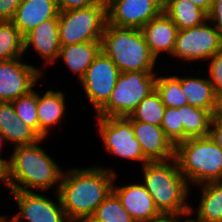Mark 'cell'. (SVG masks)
Returning <instances> with one entry per match:
<instances>
[{
  "label": "cell",
  "instance_id": "7402d4cb",
  "mask_svg": "<svg viewBox=\"0 0 222 222\" xmlns=\"http://www.w3.org/2000/svg\"><path fill=\"white\" fill-rule=\"evenodd\" d=\"M182 91L187 98L188 105L209 110L212 113L215 102V91L209 78L179 77Z\"/></svg>",
  "mask_w": 222,
  "mask_h": 222
},
{
  "label": "cell",
  "instance_id": "4dcf8cb0",
  "mask_svg": "<svg viewBox=\"0 0 222 222\" xmlns=\"http://www.w3.org/2000/svg\"><path fill=\"white\" fill-rule=\"evenodd\" d=\"M166 137L176 146L184 141V129L181 121V110L175 107H166L161 123Z\"/></svg>",
  "mask_w": 222,
  "mask_h": 222
},
{
  "label": "cell",
  "instance_id": "f546056e",
  "mask_svg": "<svg viewBox=\"0 0 222 222\" xmlns=\"http://www.w3.org/2000/svg\"><path fill=\"white\" fill-rule=\"evenodd\" d=\"M16 114L26 125L30 126L39 135V121L37 117V92L31 90L11 101Z\"/></svg>",
  "mask_w": 222,
  "mask_h": 222
},
{
  "label": "cell",
  "instance_id": "ee69618b",
  "mask_svg": "<svg viewBox=\"0 0 222 222\" xmlns=\"http://www.w3.org/2000/svg\"><path fill=\"white\" fill-rule=\"evenodd\" d=\"M1 222H8V221H7V217L4 218Z\"/></svg>",
  "mask_w": 222,
  "mask_h": 222
},
{
  "label": "cell",
  "instance_id": "8d00e7d4",
  "mask_svg": "<svg viewBox=\"0 0 222 222\" xmlns=\"http://www.w3.org/2000/svg\"><path fill=\"white\" fill-rule=\"evenodd\" d=\"M212 119L222 121V91L215 93V102L212 110Z\"/></svg>",
  "mask_w": 222,
  "mask_h": 222
},
{
  "label": "cell",
  "instance_id": "e575fe53",
  "mask_svg": "<svg viewBox=\"0 0 222 222\" xmlns=\"http://www.w3.org/2000/svg\"><path fill=\"white\" fill-rule=\"evenodd\" d=\"M208 20L219 30L222 35V0H213L212 8L208 13Z\"/></svg>",
  "mask_w": 222,
  "mask_h": 222
},
{
  "label": "cell",
  "instance_id": "ba28073f",
  "mask_svg": "<svg viewBox=\"0 0 222 222\" xmlns=\"http://www.w3.org/2000/svg\"><path fill=\"white\" fill-rule=\"evenodd\" d=\"M209 20L202 25L178 30L175 47L171 56L186 61L210 60L222 50V35Z\"/></svg>",
  "mask_w": 222,
  "mask_h": 222
},
{
  "label": "cell",
  "instance_id": "4316f807",
  "mask_svg": "<svg viewBox=\"0 0 222 222\" xmlns=\"http://www.w3.org/2000/svg\"><path fill=\"white\" fill-rule=\"evenodd\" d=\"M166 106L162 103L159 93L152 91L144 98L130 116L137 121L161 126Z\"/></svg>",
  "mask_w": 222,
  "mask_h": 222
},
{
  "label": "cell",
  "instance_id": "52a82bcc",
  "mask_svg": "<svg viewBox=\"0 0 222 222\" xmlns=\"http://www.w3.org/2000/svg\"><path fill=\"white\" fill-rule=\"evenodd\" d=\"M107 23V4L100 0L96 5L59 11L60 45L101 41Z\"/></svg>",
  "mask_w": 222,
  "mask_h": 222
},
{
  "label": "cell",
  "instance_id": "9c48e42d",
  "mask_svg": "<svg viewBox=\"0 0 222 222\" xmlns=\"http://www.w3.org/2000/svg\"><path fill=\"white\" fill-rule=\"evenodd\" d=\"M99 134L106 150L121 158L148 162L144 157L140 142L134 135L132 123L126 117L97 116Z\"/></svg>",
  "mask_w": 222,
  "mask_h": 222
},
{
  "label": "cell",
  "instance_id": "7bdbcfd3",
  "mask_svg": "<svg viewBox=\"0 0 222 222\" xmlns=\"http://www.w3.org/2000/svg\"><path fill=\"white\" fill-rule=\"evenodd\" d=\"M5 137L3 135V133L0 131V147L2 146V144L4 143ZM3 141V142H2ZM1 149V148H0ZM0 160H5L2 157L0 158Z\"/></svg>",
  "mask_w": 222,
  "mask_h": 222
},
{
  "label": "cell",
  "instance_id": "d4e9b609",
  "mask_svg": "<svg viewBox=\"0 0 222 222\" xmlns=\"http://www.w3.org/2000/svg\"><path fill=\"white\" fill-rule=\"evenodd\" d=\"M201 186L203 192L197 207V217L209 222H222V181Z\"/></svg>",
  "mask_w": 222,
  "mask_h": 222
},
{
  "label": "cell",
  "instance_id": "3957f363",
  "mask_svg": "<svg viewBox=\"0 0 222 222\" xmlns=\"http://www.w3.org/2000/svg\"><path fill=\"white\" fill-rule=\"evenodd\" d=\"M142 172L143 185L161 214H192L193 207L186 205L185 201L190 188L175 158L170 161H148L143 165Z\"/></svg>",
  "mask_w": 222,
  "mask_h": 222
},
{
  "label": "cell",
  "instance_id": "6da1fadb",
  "mask_svg": "<svg viewBox=\"0 0 222 222\" xmlns=\"http://www.w3.org/2000/svg\"><path fill=\"white\" fill-rule=\"evenodd\" d=\"M104 167L63 172L58 195L70 222H88L98 206L113 191L115 171Z\"/></svg>",
  "mask_w": 222,
  "mask_h": 222
},
{
  "label": "cell",
  "instance_id": "8992f818",
  "mask_svg": "<svg viewBox=\"0 0 222 222\" xmlns=\"http://www.w3.org/2000/svg\"><path fill=\"white\" fill-rule=\"evenodd\" d=\"M154 71L120 72L108 102L97 112L100 117H127L155 90Z\"/></svg>",
  "mask_w": 222,
  "mask_h": 222
},
{
  "label": "cell",
  "instance_id": "ac0fdd59",
  "mask_svg": "<svg viewBox=\"0 0 222 222\" xmlns=\"http://www.w3.org/2000/svg\"><path fill=\"white\" fill-rule=\"evenodd\" d=\"M25 52L32 45L46 63L54 64L58 60L60 42L58 18L41 22L24 37Z\"/></svg>",
  "mask_w": 222,
  "mask_h": 222
},
{
  "label": "cell",
  "instance_id": "484cf974",
  "mask_svg": "<svg viewBox=\"0 0 222 222\" xmlns=\"http://www.w3.org/2000/svg\"><path fill=\"white\" fill-rule=\"evenodd\" d=\"M24 36L11 21H0V61L22 58Z\"/></svg>",
  "mask_w": 222,
  "mask_h": 222
},
{
  "label": "cell",
  "instance_id": "7a4b0ae2",
  "mask_svg": "<svg viewBox=\"0 0 222 222\" xmlns=\"http://www.w3.org/2000/svg\"><path fill=\"white\" fill-rule=\"evenodd\" d=\"M15 146L7 167V181L10 191L33 189L47 190L57 184L56 192L63 171L38 143ZM30 189V190H29Z\"/></svg>",
  "mask_w": 222,
  "mask_h": 222
},
{
  "label": "cell",
  "instance_id": "8fae6325",
  "mask_svg": "<svg viewBox=\"0 0 222 222\" xmlns=\"http://www.w3.org/2000/svg\"><path fill=\"white\" fill-rule=\"evenodd\" d=\"M20 209L8 222H70L57 193L58 204L44 195L27 191H11ZM21 218V219H20Z\"/></svg>",
  "mask_w": 222,
  "mask_h": 222
},
{
  "label": "cell",
  "instance_id": "30bf717a",
  "mask_svg": "<svg viewBox=\"0 0 222 222\" xmlns=\"http://www.w3.org/2000/svg\"><path fill=\"white\" fill-rule=\"evenodd\" d=\"M119 74L118 67L102 51L87 68L80 83L96 112L110 99Z\"/></svg>",
  "mask_w": 222,
  "mask_h": 222
},
{
  "label": "cell",
  "instance_id": "277c9868",
  "mask_svg": "<svg viewBox=\"0 0 222 222\" xmlns=\"http://www.w3.org/2000/svg\"><path fill=\"white\" fill-rule=\"evenodd\" d=\"M101 51L120 72L154 71L156 59L141 29L117 27L107 22L101 37Z\"/></svg>",
  "mask_w": 222,
  "mask_h": 222
},
{
  "label": "cell",
  "instance_id": "7c38bea8",
  "mask_svg": "<svg viewBox=\"0 0 222 222\" xmlns=\"http://www.w3.org/2000/svg\"><path fill=\"white\" fill-rule=\"evenodd\" d=\"M22 58L0 61V102H11L28 94L43 77L41 70L21 62Z\"/></svg>",
  "mask_w": 222,
  "mask_h": 222
},
{
  "label": "cell",
  "instance_id": "f35d334b",
  "mask_svg": "<svg viewBox=\"0 0 222 222\" xmlns=\"http://www.w3.org/2000/svg\"><path fill=\"white\" fill-rule=\"evenodd\" d=\"M196 6L204 10L207 14L210 12L213 4V0H189Z\"/></svg>",
  "mask_w": 222,
  "mask_h": 222
},
{
  "label": "cell",
  "instance_id": "60d3db41",
  "mask_svg": "<svg viewBox=\"0 0 222 222\" xmlns=\"http://www.w3.org/2000/svg\"><path fill=\"white\" fill-rule=\"evenodd\" d=\"M154 3L162 12L165 11L169 0H149Z\"/></svg>",
  "mask_w": 222,
  "mask_h": 222
},
{
  "label": "cell",
  "instance_id": "44dd1931",
  "mask_svg": "<svg viewBox=\"0 0 222 222\" xmlns=\"http://www.w3.org/2000/svg\"><path fill=\"white\" fill-rule=\"evenodd\" d=\"M100 51L101 41L61 45L58 58H62L66 66L81 80Z\"/></svg>",
  "mask_w": 222,
  "mask_h": 222
},
{
  "label": "cell",
  "instance_id": "e0dca14e",
  "mask_svg": "<svg viewBox=\"0 0 222 222\" xmlns=\"http://www.w3.org/2000/svg\"><path fill=\"white\" fill-rule=\"evenodd\" d=\"M141 30L149 51L156 60L161 52L172 55L178 29L164 12L150 20Z\"/></svg>",
  "mask_w": 222,
  "mask_h": 222
},
{
  "label": "cell",
  "instance_id": "f1b7e54d",
  "mask_svg": "<svg viewBox=\"0 0 222 222\" xmlns=\"http://www.w3.org/2000/svg\"><path fill=\"white\" fill-rule=\"evenodd\" d=\"M155 89L166 107L179 108L188 105L180 81L174 76L156 78Z\"/></svg>",
  "mask_w": 222,
  "mask_h": 222
},
{
  "label": "cell",
  "instance_id": "d590c367",
  "mask_svg": "<svg viewBox=\"0 0 222 222\" xmlns=\"http://www.w3.org/2000/svg\"><path fill=\"white\" fill-rule=\"evenodd\" d=\"M209 136L216 142L222 151V121L212 119Z\"/></svg>",
  "mask_w": 222,
  "mask_h": 222
},
{
  "label": "cell",
  "instance_id": "4fadbf2b",
  "mask_svg": "<svg viewBox=\"0 0 222 222\" xmlns=\"http://www.w3.org/2000/svg\"><path fill=\"white\" fill-rule=\"evenodd\" d=\"M107 22L141 29L162 11L149 0H107Z\"/></svg>",
  "mask_w": 222,
  "mask_h": 222
},
{
  "label": "cell",
  "instance_id": "2e32d148",
  "mask_svg": "<svg viewBox=\"0 0 222 222\" xmlns=\"http://www.w3.org/2000/svg\"><path fill=\"white\" fill-rule=\"evenodd\" d=\"M58 17L57 0H22L11 22L25 37L41 22Z\"/></svg>",
  "mask_w": 222,
  "mask_h": 222
},
{
  "label": "cell",
  "instance_id": "83f0119b",
  "mask_svg": "<svg viewBox=\"0 0 222 222\" xmlns=\"http://www.w3.org/2000/svg\"><path fill=\"white\" fill-rule=\"evenodd\" d=\"M88 222H134V220L122 206L117 195L112 191L98 206Z\"/></svg>",
  "mask_w": 222,
  "mask_h": 222
},
{
  "label": "cell",
  "instance_id": "b9f144b4",
  "mask_svg": "<svg viewBox=\"0 0 222 222\" xmlns=\"http://www.w3.org/2000/svg\"><path fill=\"white\" fill-rule=\"evenodd\" d=\"M184 222H209V221H205V220H202V219L196 217V219H186Z\"/></svg>",
  "mask_w": 222,
  "mask_h": 222
},
{
  "label": "cell",
  "instance_id": "d6986e66",
  "mask_svg": "<svg viewBox=\"0 0 222 222\" xmlns=\"http://www.w3.org/2000/svg\"><path fill=\"white\" fill-rule=\"evenodd\" d=\"M0 131L14 146L32 145L42 138L16 114L12 102H0Z\"/></svg>",
  "mask_w": 222,
  "mask_h": 222
},
{
  "label": "cell",
  "instance_id": "d6a6232c",
  "mask_svg": "<svg viewBox=\"0 0 222 222\" xmlns=\"http://www.w3.org/2000/svg\"><path fill=\"white\" fill-rule=\"evenodd\" d=\"M22 0H0V21H11Z\"/></svg>",
  "mask_w": 222,
  "mask_h": 222
},
{
  "label": "cell",
  "instance_id": "1f68e13d",
  "mask_svg": "<svg viewBox=\"0 0 222 222\" xmlns=\"http://www.w3.org/2000/svg\"><path fill=\"white\" fill-rule=\"evenodd\" d=\"M209 81L211 82L215 93L222 91V50L210 58Z\"/></svg>",
  "mask_w": 222,
  "mask_h": 222
},
{
  "label": "cell",
  "instance_id": "ab89813d",
  "mask_svg": "<svg viewBox=\"0 0 222 222\" xmlns=\"http://www.w3.org/2000/svg\"><path fill=\"white\" fill-rule=\"evenodd\" d=\"M9 164V160H0V181L4 182L8 188V181H7V167Z\"/></svg>",
  "mask_w": 222,
  "mask_h": 222
},
{
  "label": "cell",
  "instance_id": "603a6c76",
  "mask_svg": "<svg viewBox=\"0 0 222 222\" xmlns=\"http://www.w3.org/2000/svg\"><path fill=\"white\" fill-rule=\"evenodd\" d=\"M164 13L178 30L196 27L208 20V14L189 0H169Z\"/></svg>",
  "mask_w": 222,
  "mask_h": 222
},
{
  "label": "cell",
  "instance_id": "cb8c5ba5",
  "mask_svg": "<svg viewBox=\"0 0 222 222\" xmlns=\"http://www.w3.org/2000/svg\"><path fill=\"white\" fill-rule=\"evenodd\" d=\"M184 129V141L188 138L209 136L212 113L191 105L179 107Z\"/></svg>",
  "mask_w": 222,
  "mask_h": 222
},
{
  "label": "cell",
  "instance_id": "f6af8a7d",
  "mask_svg": "<svg viewBox=\"0 0 222 222\" xmlns=\"http://www.w3.org/2000/svg\"><path fill=\"white\" fill-rule=\"evenodd\" d=\"M5 217H3V216H0V222L4 219Z\"/></svg>",
  "mask_w": 222,
  "mask_h": 222
},
{
  "label": "cell",
  "instance_id": "5bb4252c",
  "mask_svg": "<svg viewBox=\"0 0 222 222\" xmlns=\"http://www.w3.org/2000/svg\"><path fill=\"white\" fill-rule=\"evenodd\" d=\"M133 126L134 135L140 142L144 157L148 161H165L175 158V146L166 137L161 126L126 117Z\"/></svg>",
  "mask_w": 222,
  "mask_h": 222
},
{
  "label": "cell",
  "instance_id": "836d02e7",
  "mask_svg": "<svg viewBox=\"0 0 222 222\" xmlns=\"http://www.w3.org/2000/svg\"><path fill=\"white\" fill-rule=\"evenodd\" d=\"M100 0H57L59 11H69L96 5Z\"/></svg>",
  "mask_w": 222,
  "mask_h": 222
},
{
  "label": "cell",
  "instance_id": "74e56055",
  "mask_svg": "<svg viewBox=\"0 0 222 222\" xmlns=\"http://www.w3.org/2000/svg\"><path fill=\"white\" fill-rule=\"evenodd\" d=\"M182 216H184V215L160 214L157 217L151 218L147 222H182V221H180Z\"/></svg>",
  "mask_w": 222,
  "mask_h": 222
},
{
  "label": "cell",
  "instance_id": "ffe728a7",
  "mask_svg": "<svg viewBox=\"0 0 222 222\" xmlns=\"http://www.w3.org/2000/svg\"><path fill=\"white\" fill-rule=\"evenodd\" d=\"M65 111V95L61 91L48 90L43 96L37 92V117L39 136L45 139L49 129L59 124Z\"/></svg>",
  "mask_w": 222,
  "mask_h": 222
},
{
  "label": "cell",
  "instance_id": "5b68a950",
  "mask_svg": "<svg viewBox=\"0 0 222 222\" xmlns=\"http://www.w3.org/2000/svg\"><path fill=\"white\" fill-rule=\"evenodd\" d=\"M175 159L188 185L222 181V151L210 136L178 143Z\"/></svg>",
  "mask_w": 222,
  "mask_h": 222
},
{
  "label": "cell",
  "instance_id": "9a60e30c",
  "mask_svg": "<svg viewBox=\"0 0 222 222\" xmlns=\"http://www.w3.org/2000/svg\"><path fill=\"white\" fill-rule=\"evenodd\" d=\"M113 192L134 222H147L161 214L143 184L135 183L122 187L113 184Z\"/></svg>",
  "mask_w": 222,
  "mask_h": 222
}]
</instances>
